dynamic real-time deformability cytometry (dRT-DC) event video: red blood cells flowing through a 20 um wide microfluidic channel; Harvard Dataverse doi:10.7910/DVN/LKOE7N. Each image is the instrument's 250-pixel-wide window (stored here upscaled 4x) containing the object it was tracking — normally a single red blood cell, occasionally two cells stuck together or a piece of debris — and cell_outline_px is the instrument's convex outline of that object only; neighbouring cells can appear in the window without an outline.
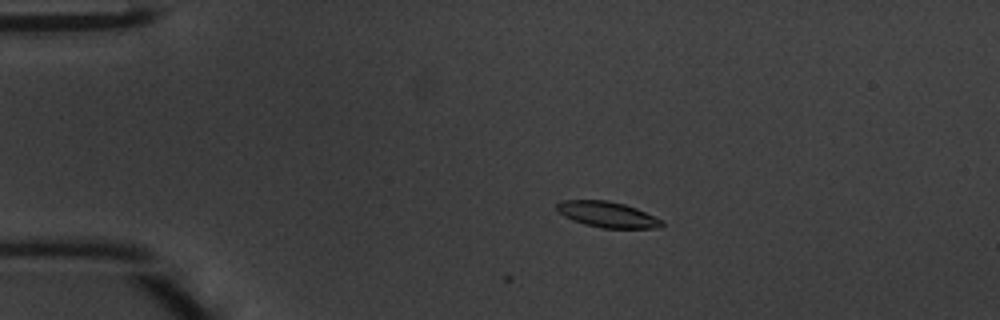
{"species": "common noctule bat (a hibernating species)", "species_latin": "Nyctalus noctula", "temperature_condition": "warm", "stored_images_in_passage": 7, "camera_frame_rate_fps": 3000, "um_per_image_px": 0.085, "animal": {"sex": "male", "body_mass_g": 20.1, "forearm_length_mm": 53.5}, "frame": {"image": 1, "passage_image": 7, "time_ms": 2.0, "image_size_px": [1000, 320], "cell_outline_px": [[664, 224], [660, 228], [600, 228], [584, 224], [572, 220], [564, 216], [556, 208], [556, 204], [560, 200], [608, 200], [624, 204], [636, 208], [664, 220]], "centroid_in_image_um": [51.64, 18.23], "position_along_channel_um": 33.4, "area_um2": 15.9}}